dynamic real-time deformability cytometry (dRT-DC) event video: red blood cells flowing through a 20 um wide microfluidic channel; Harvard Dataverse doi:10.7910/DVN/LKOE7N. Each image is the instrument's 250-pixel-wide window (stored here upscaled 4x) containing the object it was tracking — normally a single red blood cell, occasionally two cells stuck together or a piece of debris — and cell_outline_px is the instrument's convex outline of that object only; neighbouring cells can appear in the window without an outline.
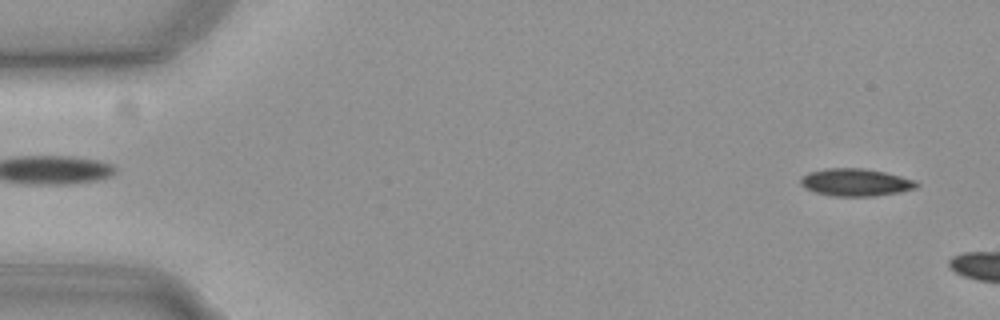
{"species": "common noctule bat (a hibernating species)", "species_latin": "Nyctalus noctula", "temperature_condition": "cold", "stored_images_in_passage": 6, "camera_frame_rate_fps": 3000, "um_per_image_px": 0.085, "animal": {"sex": "female", "body_mass_g": 19.3, "forearm_length_mm": 54.1}, "frame": {"image": 1, "passage_image": 2, "time_ms": 0.333, "image_size_px": [1000, 320], "cell_outline_px": [[920, 184], [916, 188], [900, 192], [872, 196], [832, 196], [816, 192], [804, 188], [800, 184], [800, 180], [808, 172], [824, 168], [864, 168], [884, 172], [916, 180]], "centroid_in_image_um": [72.73, 15.49], "position_along_channel_um": 12.3, "area_um2": 18.61}}